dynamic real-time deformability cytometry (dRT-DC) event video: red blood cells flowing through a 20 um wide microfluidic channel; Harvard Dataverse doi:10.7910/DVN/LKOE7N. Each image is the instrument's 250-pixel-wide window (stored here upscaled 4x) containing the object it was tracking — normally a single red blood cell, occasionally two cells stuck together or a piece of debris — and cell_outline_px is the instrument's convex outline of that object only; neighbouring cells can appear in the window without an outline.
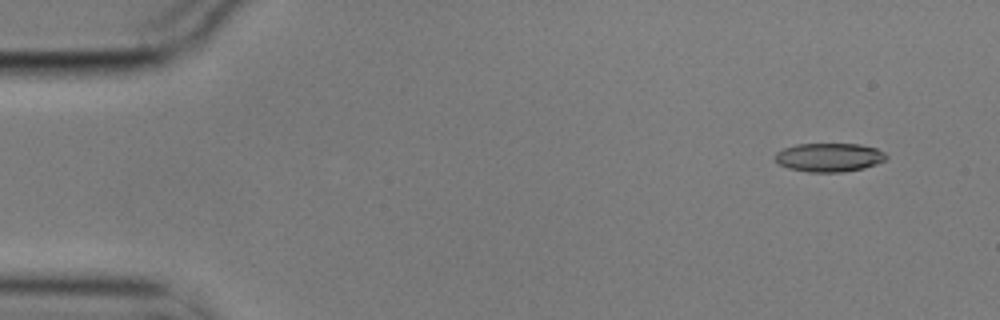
{"species": "common noctule bat (a hibernating species)", "species_latin": "Nyctalus noctula", "temperature_condition": "cold", "stored_images_in_passage": 5, "camera_frame_rate_fps": 3000, "um_per_image_px": 0.085, "animal": {"sex": "male", "body_mass_g": 17.9}, "frame": {"image": 1, "passage_image": 1, "time_ms": 0.0, "image_size_px": [1000, 320], "cell_outline_px": [[888, 156], [884, 160], [876, 164], [864, 168], [844, 172], [808, 172], [788, 168], [776, 164], [772, 156], [776, 152], [784, 148], [796, 144], [860, 144], [876, 148], [884, 152]], "centroid_in_image_um": [70.42, 13.38], "position_along_channel_um": 14.6, "area_um2": 18.84}}
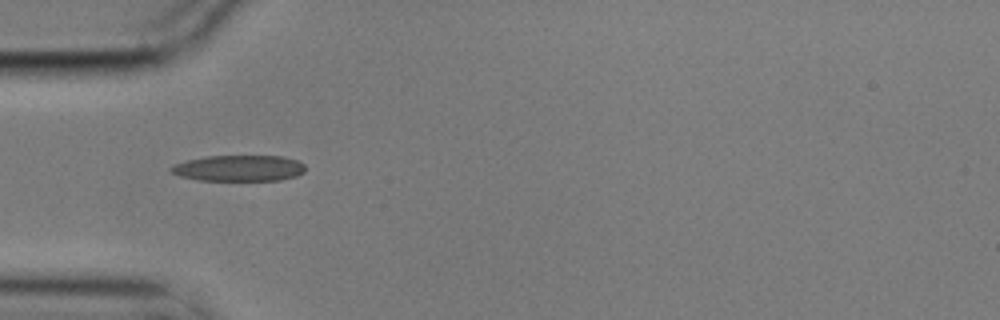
{"frame": {"image": 2, "passage_image": 4, "time_ms": 1.0, "image_size_px": [1000, 320], "cell_outline_px": [[304, 172], [296, 176], [280, 180], [200, 180], [180, 176], [172, 172], [168, 168], [176, 164], [188, 160], [208, 156], [280, 156], [296, 160], [304, 164]], "centroid_in_image_um": [20.32, 14.29], "position_along_channel_um": 64.7, "area_um2": 20.11}}
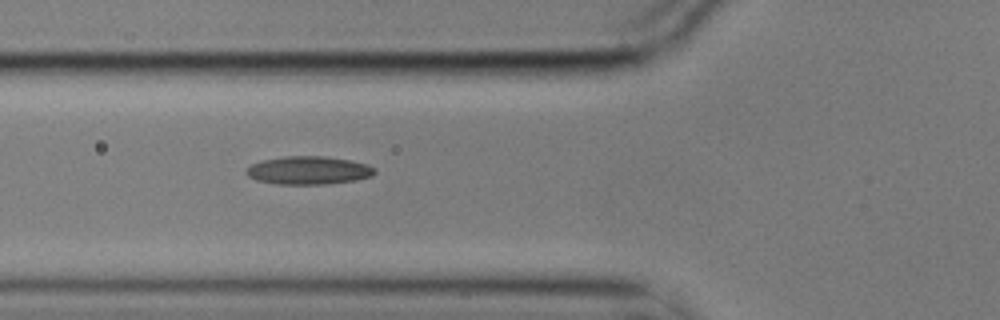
{"frame": {"image": 3, "passage_image": 5, "time_ms": 1.333, "image_size_px": [1000, 320], "cell_outline_px": [[376, 172], [372, 176], [356, 180], [324, 184], [276, 184], [256, 180], [248, 176], [244, 172], [252, 164], [260, 160], [284, 156], [324, 156], [348, 160], [368, 164], [376, 168]], "centroid_in_image_um": [26.22, 14.48], "position_along_channel_um": 99.6, "area_um2": 21.15}}